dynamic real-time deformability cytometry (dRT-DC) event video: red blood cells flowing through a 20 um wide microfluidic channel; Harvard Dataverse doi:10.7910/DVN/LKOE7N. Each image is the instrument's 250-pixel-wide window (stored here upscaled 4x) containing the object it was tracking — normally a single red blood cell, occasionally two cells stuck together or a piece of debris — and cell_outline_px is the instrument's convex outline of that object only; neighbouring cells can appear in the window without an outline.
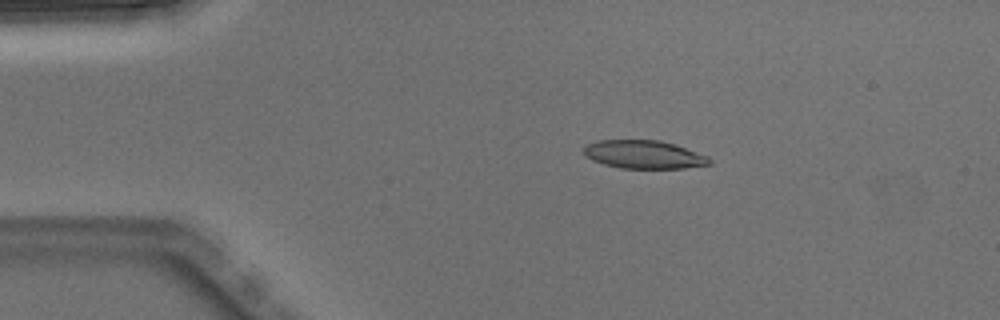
{"species": "Egyptian fruit bat (a non-hibernating species)", "species_latin": "Rousettus aegyptiacus", "temperature_condition": "warm", "stored_images_in_passage": 5, "camera_frame_rate_fps": 3000, "um_per_image_px": 0.085, "animal": {"sex": "male"}, "frame": {"image": 1, "passage_image": 3, "time_ms": 0.667, "image_size_px": [1000, 320], "cell_outline_px": [[712, 164], [684, 168], [620, 168], [604, 164], [592, 160], [584, 156], [584, 148], [588, 144], [596, 140], [660, 140], [676, 144], [708, 156], [712, 160]], "centroid_in_image_um": [54.75, 13.13], "position_along_channel_um": 30.3, "area_um2": 20.81}}
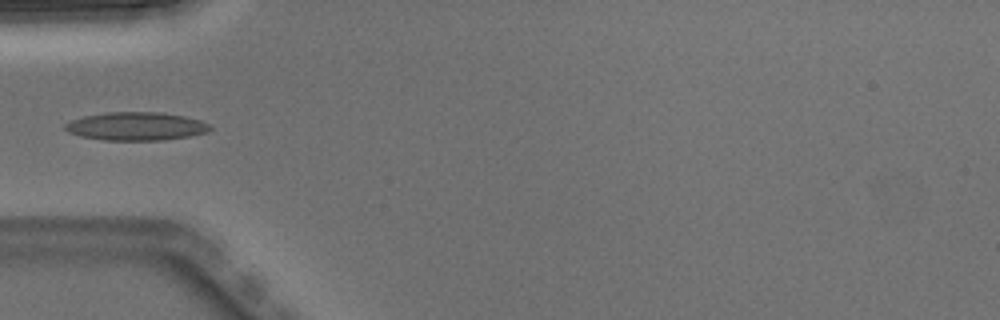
{"frame": {"image": 2, "passage_image": 5, "time_ms": 1.333, "image_size_px": [1000, 320], "cell_outline_px": [[212, 128], [208, 132], [188, 136], [164, 140], [104, 140], [80, 136], [68, 132], [64, 128], [64, 124], [72, 120], [84, 116], [108, 112], [160, 112], [184, 116], [200, 120], [212, 124]], "centroid_in_image_um": [11.59, 10.73], "position_along_channel_um": 73.4, "area_um2": 23.93}}